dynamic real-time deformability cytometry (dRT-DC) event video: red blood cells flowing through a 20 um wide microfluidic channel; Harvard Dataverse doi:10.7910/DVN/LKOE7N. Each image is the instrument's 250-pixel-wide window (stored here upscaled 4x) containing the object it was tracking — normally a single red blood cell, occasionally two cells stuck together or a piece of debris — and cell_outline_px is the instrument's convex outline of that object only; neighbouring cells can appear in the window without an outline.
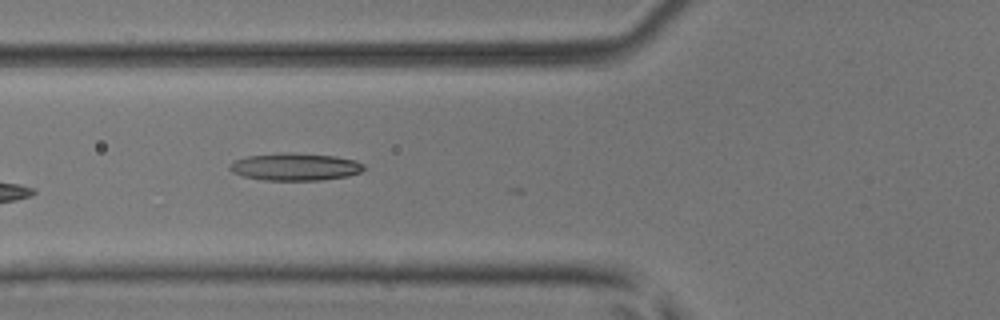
{"species": "common noctule bat (a hibernating species)", "species_latin": "Nyctalus noctula", "temperature_condition": "room temperature", "stored_images_in_passage": 9, "camera_frame_rate_fps": 3000, "um_per_image_px": 0.085, "animal": {"sex": "male", "body_mass_g": 17.9, "forearm_length_mm": 54.2}, "frame": {"image": 1, "passage_image": 6, "time_ms": 1.667, "image_size_px": [1000, 320], "cell_outline_px": [[368, 168], [360, 172], [348, 176], [320, 180], [264, 180], [244, 176], [232, 172], [228, 168], [228, 164], [236, 160], [248, 156], [280, 152], [292, 152], [336, 156], [356, 160], [364, 164]], "centroid_in_image_um": [25.12, 14.17], "position_along_channel_um": 100.7, "area_um2": 21.68}}
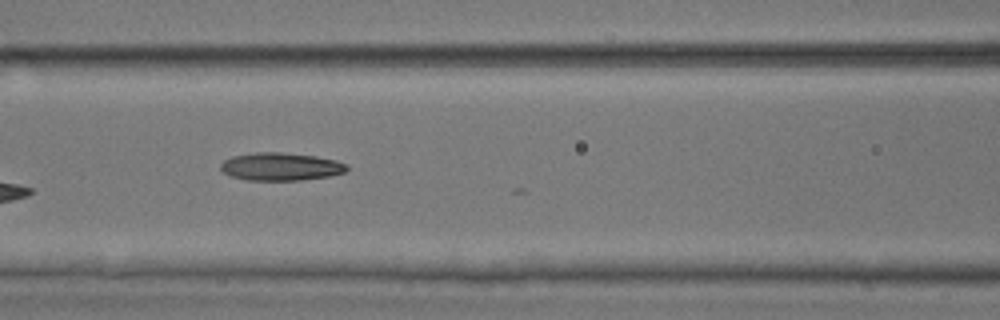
{"frame": {"image": 2, "passage_image": 7, "time_ms": 2.0, "image_size_px": [1000, 320], "cell_outline_px": [[348, 168], [344, 172], [328, 176], [300, 180], [248, 180], [232, 176], [224, 172], [220, 168], [220, 164], [224, 160], [232, 156], [256, 152], [280, 152], [316, 156], [336, 160], [348, 164]], "centroid_in_image_um": [23.87, 14.15], "position_along_channel_um": 142.7, "area_um2": 20.4}}
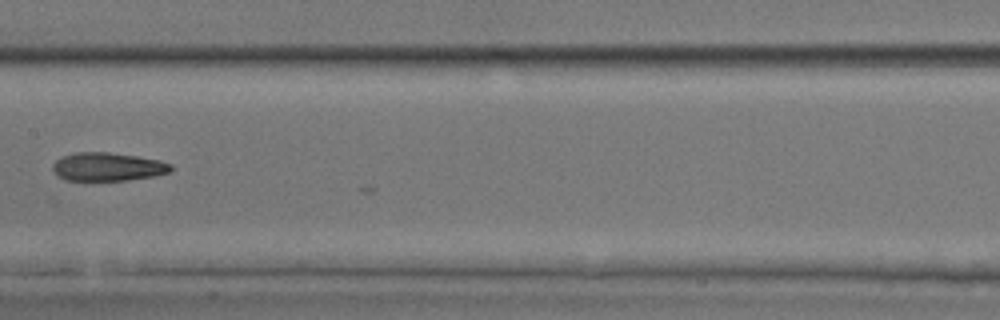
{"frame": {"image": 3, "passage_image": 8, "time_ms": 2.333, "image_size_px": [1000, 320], "cell_outline_px": [[172, 168], [168, 172], [152, 176], [128, 180], [64, 180], [52, 172], [52, 164], [60, 156], [76, 152], [108, 152], [136, 156], [160, 160], [172, 164]], "centroid_in_image_um": [9.1, 14.17], "position_along_channel_um": 198.3, "area_um2": 19.59}}